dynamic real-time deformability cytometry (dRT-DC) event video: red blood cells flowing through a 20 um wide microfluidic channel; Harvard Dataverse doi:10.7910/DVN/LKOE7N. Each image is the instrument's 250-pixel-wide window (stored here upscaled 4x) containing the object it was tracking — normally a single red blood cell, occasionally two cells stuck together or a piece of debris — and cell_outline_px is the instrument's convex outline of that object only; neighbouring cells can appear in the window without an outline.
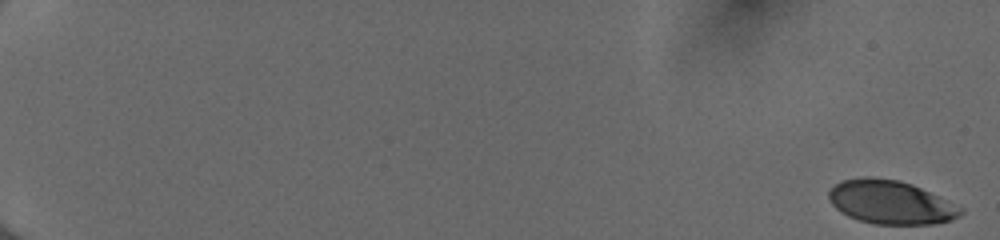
{"species": "human", "species_latin": "Homo sapiens", "temperature_condition": "cold", "stored_images_in_passage": 54, "camera_frame_rate_fps": 3000, "um_per_image_px": 0.085, "donor": {"sex": "female"}, "frame": {"image": 1, "passage_image": 1, "time_ms": 0.0, "image_size_px": [1000, 240], "cell_outline_px": [[964, 212], [960, 216], [948, 220], [932, 224], [876, 224], [860, 220], [848, 216], [840, 212], [832, 204], [828, 196], [828, 192], [840, 180], [864, 176], [868, 176], [900, 180], [912, 184], [964, 208]], "centroid_in_image_um": [75.69, 17.18], "position_along_channel_um": 9.3, "area_um2": 33.47}}
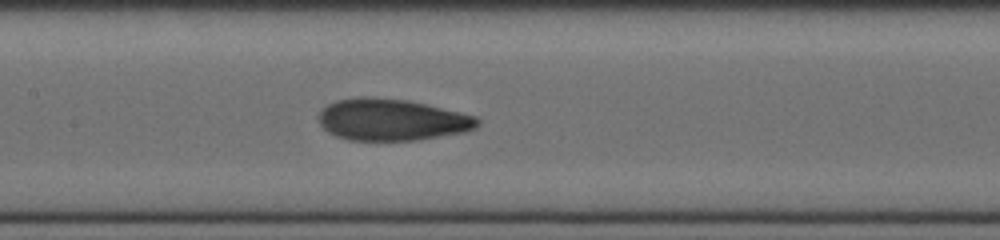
{"frame": {"image": 2, "passage_image": 30, "time_ms": 9.667, "image_size_px": [1000, 240], "cell_outline_px": [[480, 124], [476, 128], [464, 132], [416, 140], [348, 140], [336, 136], [328, 132], [320, 124], [320, 108], [336, 100], [360, 96], [364, 96], [408, 100], [460, 112], [476, 116], [480, 120]], "centroid_in_image_um": [33.3, 10.17], "position_along_channel_um": 174.1, "area_um2": 38.61}}
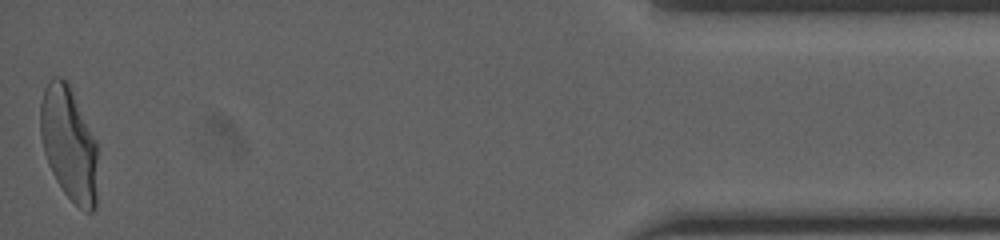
{"frame": {"image": 3, "passage_image": 54, "time_ms": 17.667, "image_size_px": [1000, 240], "cell_outline_px": [[96, 208], [92, 212], [84, 212], [64, 192], [56, 180], [48, 164], [44, 152], [40, 136], [40, 104], [44, 88], [48, 80], [52, 76], [60, 76], [68, 84], [96, 140]], "centroid_in_image_um": [5.83, 12.22], "position_along_channel_um": 429.4, "area_um2": 37.8}, "authors_computed_cell_mechanics": {"area_um2": 36.9631, "velocity_mm_per_s": 4.0362, "shape_relaxation_time_tau1_ms": 5.5488, "shape_relaxation_time_tau2_ms": 1.0881, "deformation_change_tau1": 0.1945, "deformation_change_tau2": 0.0758}}